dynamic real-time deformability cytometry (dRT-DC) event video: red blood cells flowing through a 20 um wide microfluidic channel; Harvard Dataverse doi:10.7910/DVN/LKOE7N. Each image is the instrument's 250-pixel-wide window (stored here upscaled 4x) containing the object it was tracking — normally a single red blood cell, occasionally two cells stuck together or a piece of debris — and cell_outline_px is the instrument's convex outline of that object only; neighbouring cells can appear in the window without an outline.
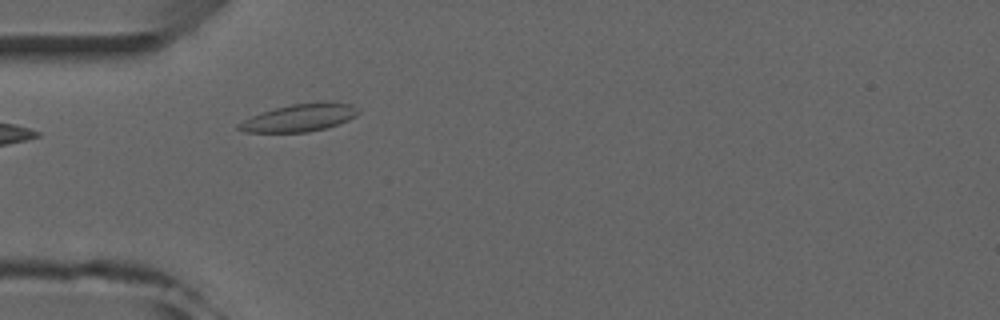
{"species": "common noctule bat (a hibernating species)", "species_latin": "Nyctalus noctula", "temperature_condition": "room temperature", "stored_images_in_passage": 2, "camera_frame_rate_fps": 3000, "um_per_image_px": 0.085, "animal": {"sex": "male", "forearm_length_mm": 52.5}, "frame": {"image": 1, "passage_image": 1, "time_ms": 0.0, "image_size_px": [1000, 320], "cell_outline_px": [[360, 112], [356, 116], [348, 120], [324, 128], [308, 132], [244, 132], [236, 128], [236, 124], [252, 116], [276, 108], [292, 104], [324, 100], [328, 100], [352, 104]], "centroid_in_image_um": [25.49, 9.98], "position_along_channel_um": 59.5, "area_um2": 19.25}}
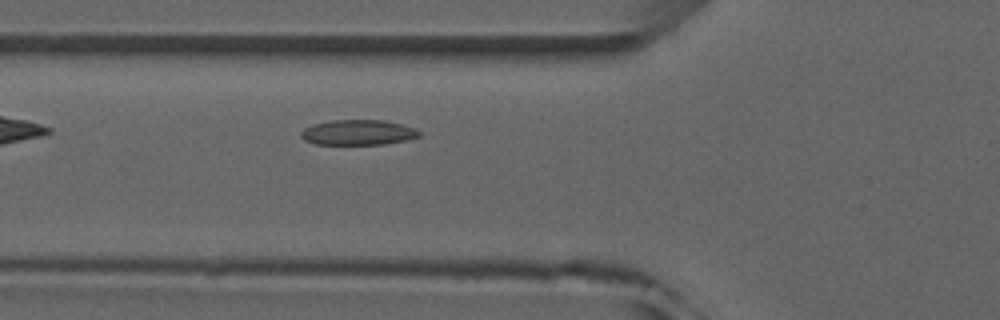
{"frame": {"image": 2, "passage_image": 2, "time_ms": 1.0, "image_size_px": [1000, 320], "cell_outline_px": [[420, 136], [408, 140], [384, 144], [316, 144], [304, 140], [300, 136], [300, 132], [304, 128], [312, 124], [332, 120], [384, 120], [416, 128], [420, 132]], "centroid_in_image_um": [30.43, 11.25], "position_along_channel_um": 95.4, "area_um2": 17.46}}